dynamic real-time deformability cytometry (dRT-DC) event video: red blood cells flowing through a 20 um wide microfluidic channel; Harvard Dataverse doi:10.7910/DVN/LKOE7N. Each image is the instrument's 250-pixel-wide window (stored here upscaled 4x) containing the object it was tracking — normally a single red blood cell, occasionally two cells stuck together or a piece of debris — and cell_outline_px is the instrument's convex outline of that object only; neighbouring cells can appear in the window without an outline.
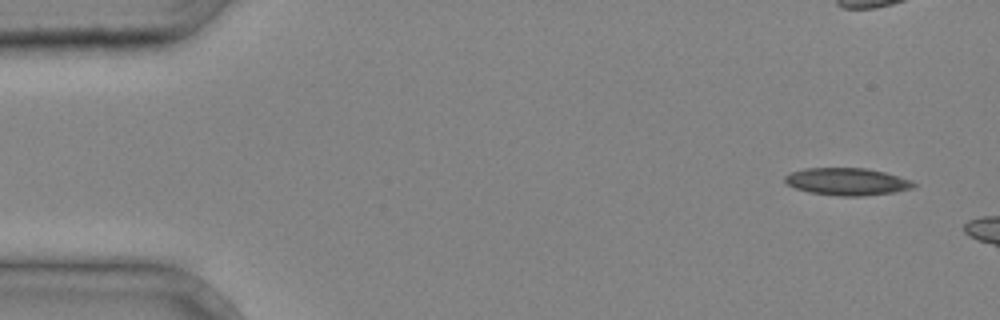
{"species": "common noctule bat (a hibernating species)", "species_latin": "Nyctalus noctula", "temperature_condition": "cold", "stored_images_in_passage": 4, "camera_frame_rate_fps": 3000, "um_per_image_px": 0.085, "animal": {"sex": "male", "body_mass_g": 20.4}, "frame": {"image": 1, "passage_image": 1, "time_ms": 0.0, "image_size_px": [1000, 320], "cell_outline_px": [[916, 188], [896, 192], [864, 196], [840, 196], [808, 192], [796, 188], [788, 184], [784, 180], [784, 176], [788, 172], [804, 168], [864, 168], [884, 172], [912, 180], [916, 184]], "centroid_in_image_um": [72.01, 15.44], "position_along_channel_um": 13.0, "area_um2": 20.69}}